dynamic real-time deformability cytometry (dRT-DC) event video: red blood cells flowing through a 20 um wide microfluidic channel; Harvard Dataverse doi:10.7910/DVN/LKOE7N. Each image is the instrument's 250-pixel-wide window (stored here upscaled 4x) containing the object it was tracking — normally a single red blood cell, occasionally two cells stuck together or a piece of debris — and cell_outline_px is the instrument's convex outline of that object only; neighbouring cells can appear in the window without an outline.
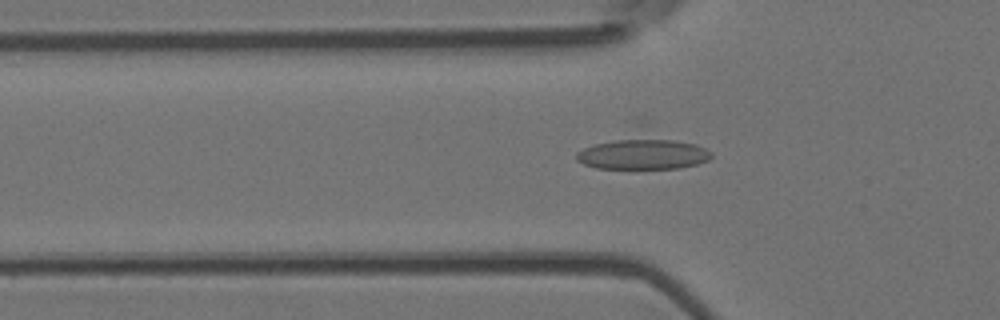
{"species": "Egyptian fruit bat (a non-hibernating species)", "species_latin": "Rousettus aegyptiacus", "temperature_condition": "room temperature", "stored_images_in_passage": 54, "camera_frame_rate_fps": 3000, "um_per_image_px": 0.085, "animal": {"sex": "female"}, "frame": {"image": 1, "passage_image": 18, "time_ms": 5.667, "image_size_px": [1000, 320], "cell_outline_px": [[712, 156], [708, 160], [696, 164], [680, 168], [596, 168], [584, 164], [576, 160], [576, 152], [636, 120], [644, 120], [696, 144], [712, 152]], "centroid_in_image_um": [54.61, 12.69], "position_along_channel_um": 71.2, "area_um2": 30.92}}
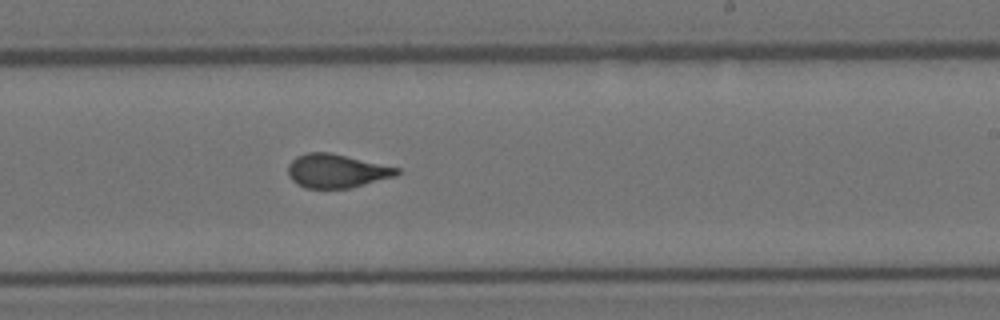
{"frame": {"image": 2, "passage_image": 33, "time_ms": 10.667, "image_size_px": [1000, 320], "cell_outline_px": [[400, 172], [396, 176], [348, 188], [304, 188], [296, 184], [288, 176], [288, 164], [296, 156], [308, 152], [328, 152], [400, 168]], "centroid_in_image_um": [28.57, 14.53], "position_along_channel_um": 260.4, "area_um2": 21.27}}
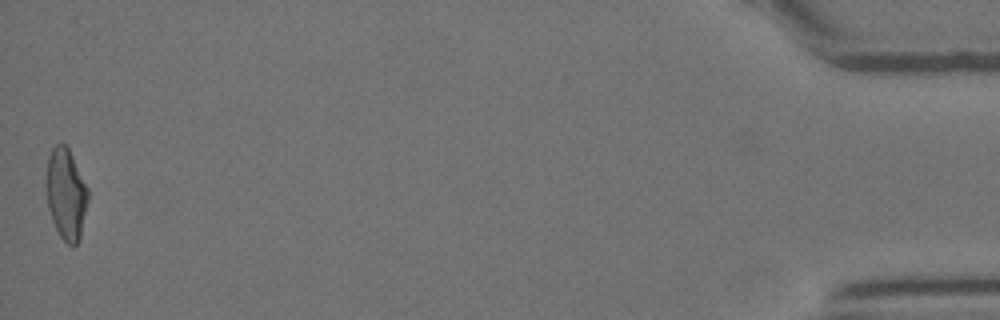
{"frame": {"image": 3, "passage_image": 54, "time_ms": 17.667, "image_size_px": [1000, 320], "cell_outline_px": [[88, 200], [80, 240], [72, 248], [60, 236], [52, 220], [48, 208], [48, 156], [52, 148], [56, 144], [64, 144], [68, 148], [88, 188]], "centroid_in_image_um": [5.65, 16.54], "position_along_channel_um": 429.6, "area_um2": 21.73}, "authors_computed_cell_mechanics": {"area_um2": 22.1952, "velocity_mm_per_s": 3.7713, "shape_relaxation_time_tau1_ms": 9.2839, "shape_relaxation_time_tau2_ms": 0.9622, "deformation_change_tau1": 0.222, "deformation_change_tau2": 0.0804}}